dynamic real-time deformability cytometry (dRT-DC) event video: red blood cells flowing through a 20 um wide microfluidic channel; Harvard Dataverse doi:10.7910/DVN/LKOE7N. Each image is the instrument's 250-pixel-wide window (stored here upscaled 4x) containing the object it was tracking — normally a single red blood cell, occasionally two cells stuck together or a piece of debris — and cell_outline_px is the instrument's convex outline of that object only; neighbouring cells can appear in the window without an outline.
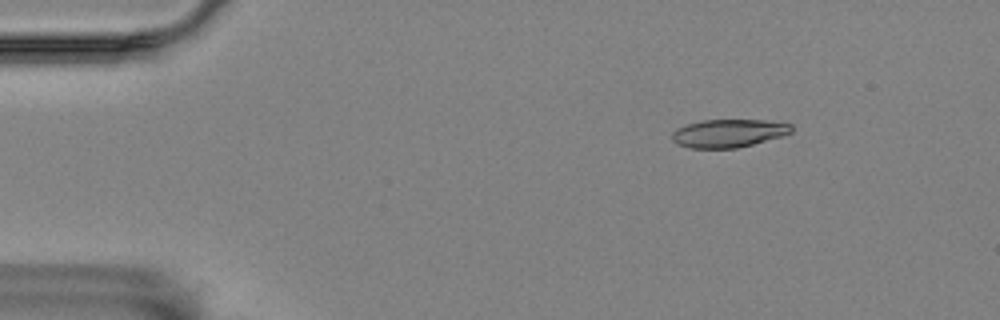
{"species": "Egyptian fruit bat (a non-hibernating species)", "species_latin": "Rousettus aegyptiacus", "temperature_condition": "room temperature", "stored_images_in_passage": 9, "camera_frame_rate_fps": 3000, "um_per_image_px": 0.085, "animal": {"sex": "female"}, "frame": {"image": 1, "passage_image": 1, "time_ms": 0.0, "image_size_px": [1000, 320], "cell_outline_px": [[792, 132], [780, 136], [752, 144], [736, 148], [692, 148], [680, 144], [672, 140], [672, 132], [676, 128], [688, 124], [704, 120], [764, 120], [792, 124]], "centroid_in_image_um": [61.92, 11.32], "position_along_channel_um": 23.1, "area_um2": 19.25}}
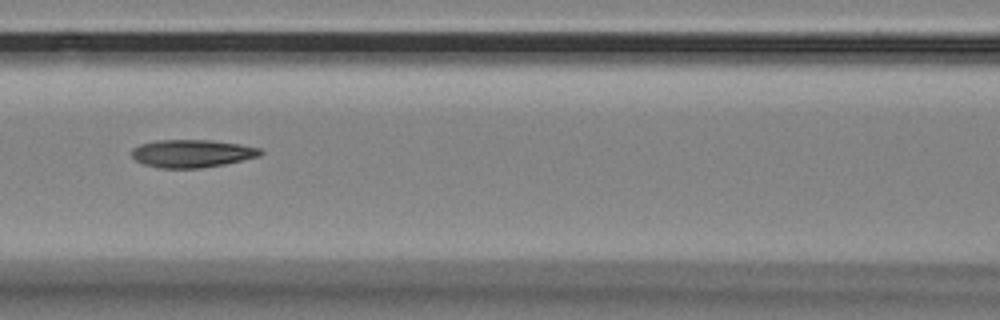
{"frame": {"image": 2, "passage_image": 6, "time_ms": 1.667, "image_size_px": [1000, 320], "cell_outline_px": [[264, 152], [260, 156], [224, 164], [200, 168], [160, 168], [144, 164], [136, 160], [132, 156], [132, 148], [140, 144], [156, 140], [212, 140], [240, 144], [260, 148]], "centroid_in_image_um": [16.33, 13.04], "position_along_channel_um": 150.3, "area_um2": 20.87}}
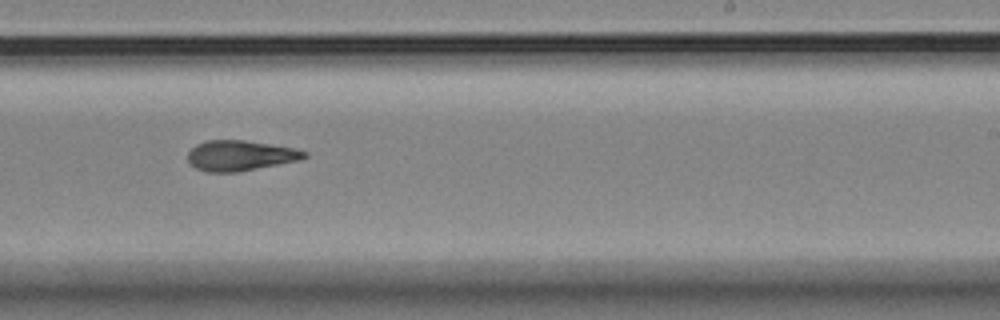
{"frame": {"image": 3, "passage_image": 9, "time_ms": 2.667, "image_size_px": [1000, 320], "cell_outline_px": [[308, 156], [300, 160], [240, 172], [208, 172], [196, 168], [188, 160], [188, 152], [196, 144], [208, 140], [244, 140], [296, 148], [308, 152]], "centroid_in_image_um": [20.45, 13.22], "position_along_channel_um": 268.5, "area_um2": 20.69}}